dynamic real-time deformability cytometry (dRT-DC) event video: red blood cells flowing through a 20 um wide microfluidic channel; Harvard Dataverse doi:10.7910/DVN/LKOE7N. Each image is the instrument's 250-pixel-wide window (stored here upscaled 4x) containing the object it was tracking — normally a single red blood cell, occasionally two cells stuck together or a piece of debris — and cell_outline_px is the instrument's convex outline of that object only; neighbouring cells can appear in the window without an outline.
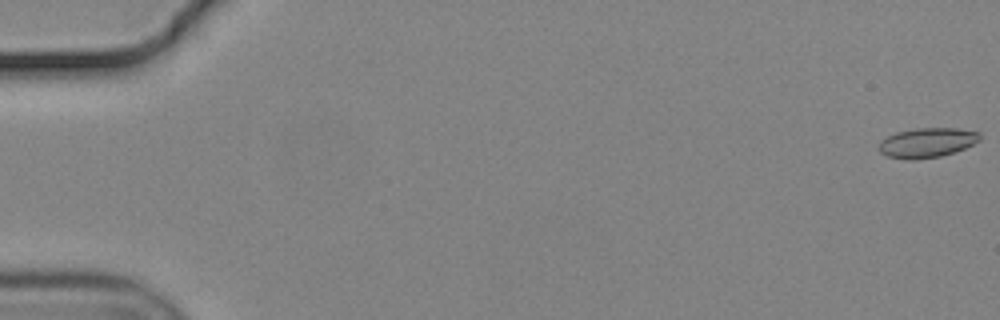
{"species": "common noctule bat (a hibernating species)", "species_latin": "Nyctalus noctula", "temperature_condition": "cold", "stored_images_in_passage": 56, "camera_frame_rate_fps": 3000, "um_per_image_px": 0.085, "animal": {"sex": "male", "body_mass_g": 19.2, "forearm_length_mm": 51.8}, "frame": {"image": 1, "passage_image": 1, "time_ms": 0.0, "image_size_px": [1000, 320], "cell_outline_px": [[980, 140], [964, 148], [940, 156], [912, 160], [888, 156], [880, 152], [880, 140], [896, 132], [916, 128], [956, 128], [980, 132]], "centroid_in_image_um": [78.8, 12.11], "position_along_channel_um": 6.2, "area_um2": 17.22}}
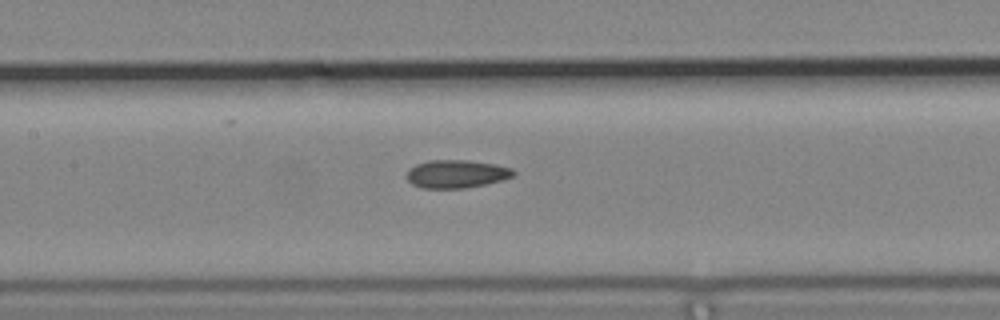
{"frame": {"image": 2, "passage_image": 27, "time_ms": 8.667, "image_size_px": [1000, 320], "cell_outline_px": [[516, 172], [512, 176], [500, 180], [484, 184], [464, 188], [424, 188], [412, 184], [408, 180], [408, 168], [416, 164], [428, 160], [468, 160], [496, 164], [512, 168]], "centroid_in_image_um": [38.79, 14.77], "position_along_channel_um": 168.6, "area_um2": 17.34}}
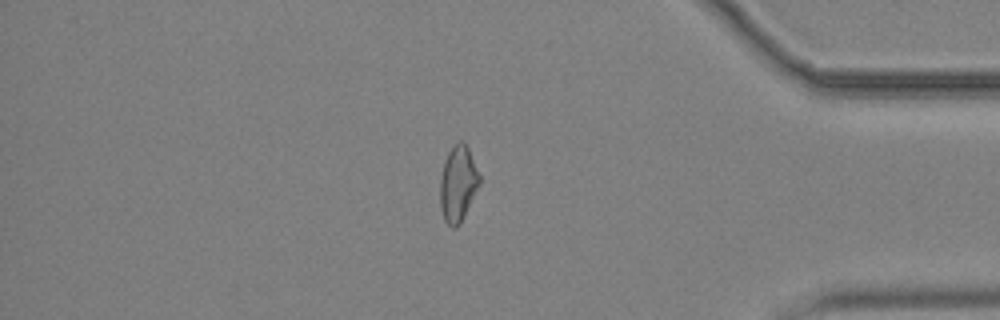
{"frame": {"image": 3, "passage_image": 48, "time_ms": 15.667, "image_size_px": [1000, 320], "cell_outline_px": [[480, 184], [460, 224], [456, 228], [452, 228], [444, 220], [440, 208], [440, 180], [444, 160], [448, 152], [456, 140], [460, 140], [468, 148], [480, 176]], "centroid_in_image_um": [38.91, 15.62], "position_along_channel_um": 396.3, "area_um2": 17.46}, "authors_computed_cell_mechanics": {"area_um2": 17.3689, "velocity_mm_per_s": 3.6663, "shape_relaxation_time_tau1_ms": null, "shape_relaxation_time_tau2_ms": 3.3037, "deformation_change_tau1": null, "deformation_change_tau2": 0.1018}}